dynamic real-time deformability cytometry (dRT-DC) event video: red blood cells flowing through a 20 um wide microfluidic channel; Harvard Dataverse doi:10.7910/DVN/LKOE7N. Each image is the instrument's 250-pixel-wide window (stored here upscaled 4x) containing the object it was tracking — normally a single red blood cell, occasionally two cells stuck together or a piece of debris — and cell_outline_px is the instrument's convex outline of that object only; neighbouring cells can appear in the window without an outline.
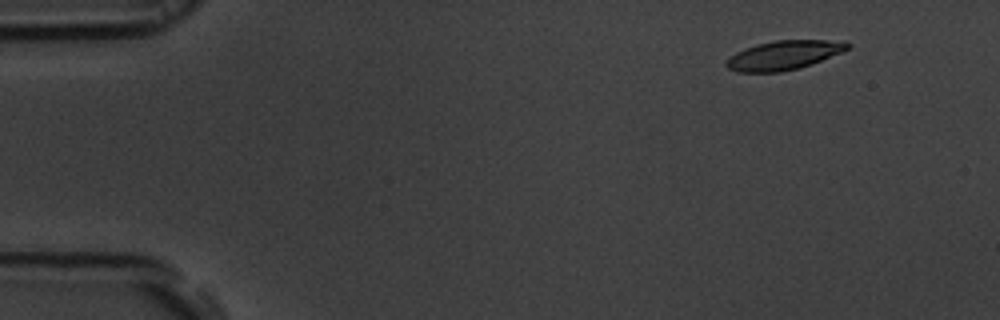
{"species": "common noctule bat (a hibernating species)", "species_latin": "Nyctalus noctula", "temperature_condition": "room temperature", "stored_images_in_passage": 48, "camera_frame_rate_fps": 3000, "um_per_image_px": 0.085, "animal": {"sex": "male", "body_mass_g": 19.5, "forearm_length_mm": 54.6}, "frame": {"image": 1, "passage_image": 1, "time_ms": 0.0, "image_size_px": [1000, 320], "cell_outline_px": [[852, 44], [848, 48], [840, 52], [812, 64], [800, 68], [780, 72], [736, 72], [728, 68], [724, 64], [736, 52], [744, 48], [756, 44], [776, 40], [844, 40]], "centroid_in_image_um": [66.63, 4.68], "position_along_channel_um": 18.4, "area_um2": 20.58}}
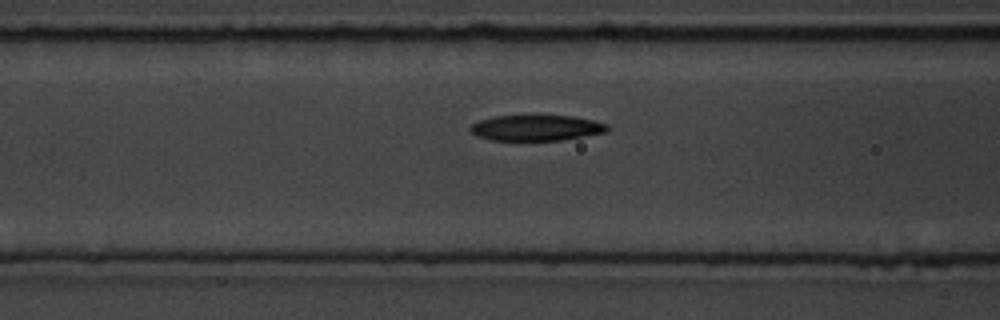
{"frame": {"image": 2, "passage_image": 17, "time_ms": 5.333, "image_size_px": [1000, 320], "cell_outline_px": [[608, 132], [564, 140], [488, 140], [476, 136], [468, 128], [472, 124], [480, 120], [492, 116], [572, 116], [592, 120], [608, 124]], "centroid_in_image_um": [45.58, 10.88], "position_along_channel_um": 121.0, "area_um2": 20.58}}
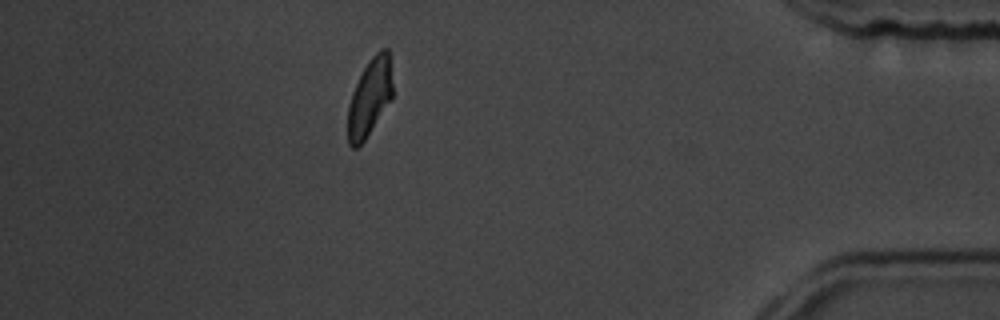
{"frame": {"image": 3, "passage_image": 43, "time_ms": 14.0, "image_size_px": [1000, 320], "cell_outline_px": [[392, 96], [364, 140], [356, 148], [352, 148], [348, 144], [348, 104], [352, 92], [368, 60], [380, 48], [388, 48], [392, 84]], "centroid_in_image_um": [31.4, 8.25], "position_along_channel_um": 403.8, "area_um2": 19.71}, "authors_computed_cell_mechanics": {"area_um2": 21.4727, "velocity_mm_per_s": 3.7871, "shape_relaxation_time_tau1_ms": 2.5379, "shape_relaxation_time_tau2_ms": 1.7777, "deformation_change_tau1": 0.1449, "deformation_change_tau2": 0.0903}}